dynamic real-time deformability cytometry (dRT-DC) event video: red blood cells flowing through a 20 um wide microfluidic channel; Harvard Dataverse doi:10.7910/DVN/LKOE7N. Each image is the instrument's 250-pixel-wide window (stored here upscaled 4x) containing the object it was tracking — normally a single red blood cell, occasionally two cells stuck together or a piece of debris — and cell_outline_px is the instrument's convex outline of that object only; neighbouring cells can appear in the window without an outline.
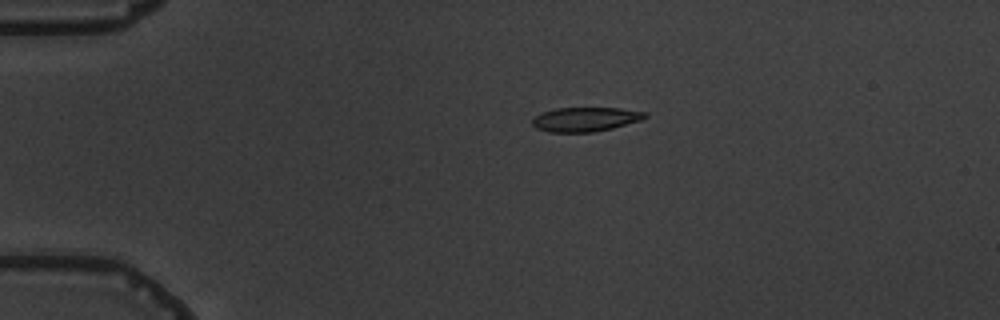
{"species": "common noctule bat (a hibernating species)", "species_latin": "Nyctalus noctula", "temperature_condition": "warm", "stored_images_in_passage": 5, "camera_frame_rate_fps": 3000, "um_per_image_px": 0.085, "animal": {"sex": "male", "body_mass_g": 19.5, "forearm_length_mm": 54.6}, "frame": {"image": 1, "passage_image": 5, "time_ms": 5.667, "image_size_px": [1000, 320], "cell_outline_px": [[648, 116], [640, 120], [612, 128], [592, 132], [548, 132], [536, 128], [532, 124], [532, 120], [540, 112], [556, 108], [620, 108], [648, 112]], "centroid_in_image_um": [49.75, 10.13], "position_along_channel_um": 35.3, "area_um2": 15.95}}